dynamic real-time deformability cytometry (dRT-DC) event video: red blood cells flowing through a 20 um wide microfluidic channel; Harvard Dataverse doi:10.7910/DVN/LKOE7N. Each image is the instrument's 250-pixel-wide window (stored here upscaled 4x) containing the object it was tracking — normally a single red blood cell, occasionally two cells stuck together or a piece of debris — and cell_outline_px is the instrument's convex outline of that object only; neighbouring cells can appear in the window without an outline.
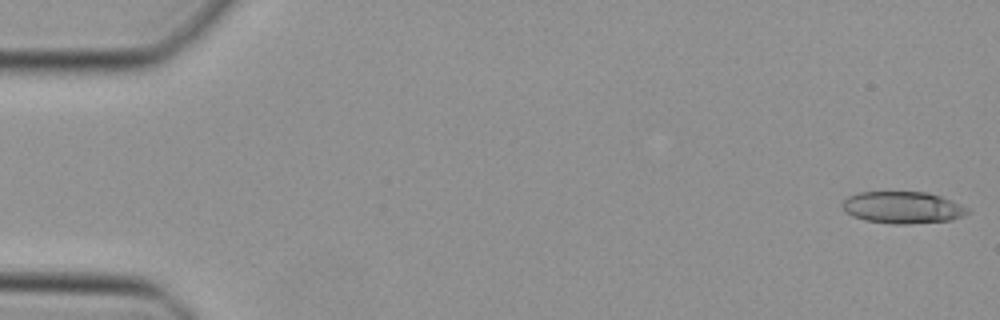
{"species": "Egyptian fruit bat (a non-hibernating species)", "species_latin": "Rousettus aegyptiacus", "temperature_condition": "cold", "stored_images_in_passage": 47, "camera_frame_rate_fps": 3000, "um_per_image_px": 0.085, "animal": {"sex": "female"}, "frame": {"image": 1, "passage_image": 1, "time_ms": 0.0, "image_size_px": [1000, 320], "cell_outline_px": [[972, 212], [964, 216], [952, 220], [908, 224], [892, 224], [864, 220], [852, 216], [840, 204], [848, 196], [860, 192], [928, 192], [952, 200], [968, 208]], "centroid_in_image_um": [76.76, 17.64], "position_along_channel_um": 8.2, "area_um2": 23.41}}
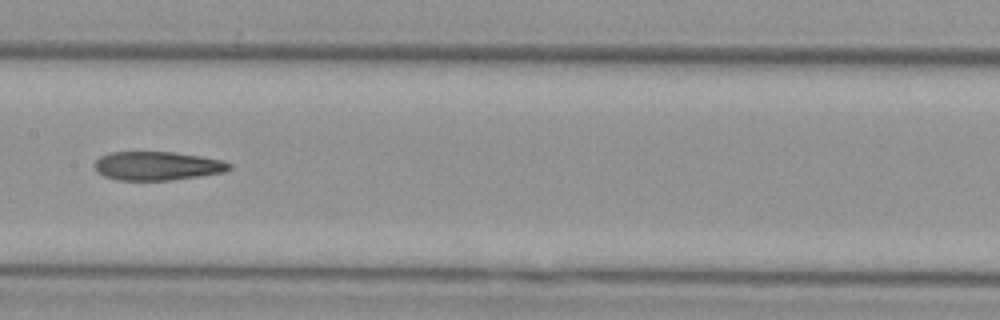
{"frame": {"image": 2, "passage_image": 24, "time_ms": 7.667, "image_size_px": [1000, 320], "cell_outline_px": [[232, 168], [224, 172], [172, 180], [116, 180], [104, 176], [96, 172], [92, 164], [100, 156], [108, 152], [176, 152], [224, 160], [232, 164]], "centroid_in_image_um": [13.34, 14.09], "position_along_channel_um": 194.1, "area_um2": 22.83}}
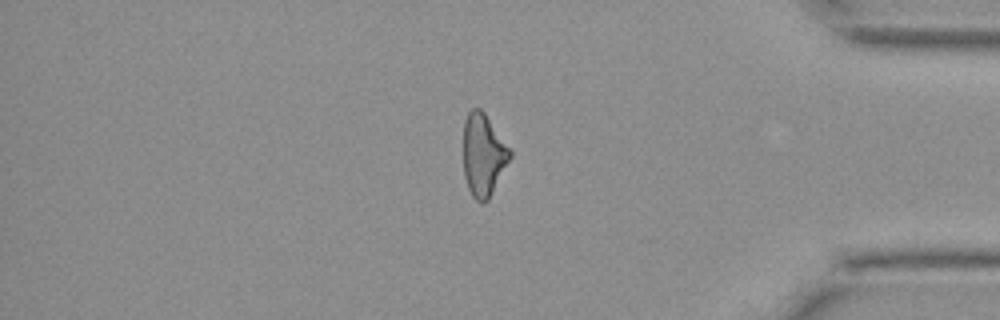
{"frame": {"image": 3, "passage_image": 40, "time_ms": 13.0, "image_size_px": [1000, 320], "cell_outline_px": [[512, 156], [488, 200], [484, 204], [480, 204], [472, 196], [468, 188], [464, 176], [464, 120], [468, 112], [472, 108], [480, 108], [484, 112], [512, 152]], "centroid_in_image_um": [41.07, 13.19], "position_along_channel_um": 394.1, "area_um2": 22.31}}